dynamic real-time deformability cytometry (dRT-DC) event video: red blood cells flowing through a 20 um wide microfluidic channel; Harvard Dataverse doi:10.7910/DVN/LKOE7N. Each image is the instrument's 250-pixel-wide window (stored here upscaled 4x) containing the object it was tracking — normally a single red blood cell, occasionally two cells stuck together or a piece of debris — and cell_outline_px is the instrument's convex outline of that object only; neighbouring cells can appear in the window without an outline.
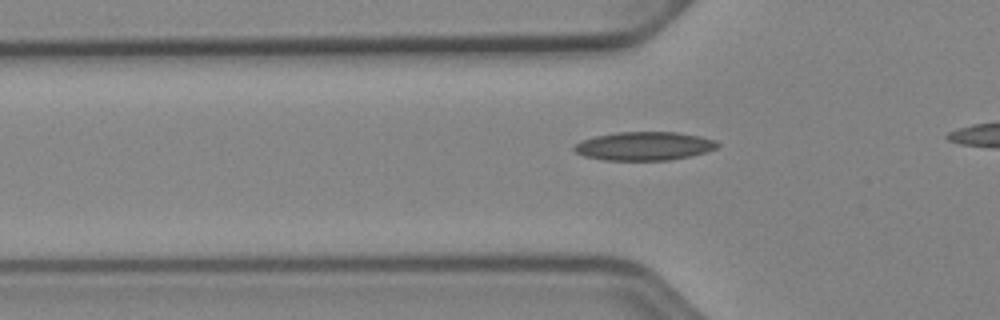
{"species": "Egyptian fruit bat (a non-hibernating species)", "species_latin": "Rousettus aegyptiacus", "temperature_condition": "cold", "stored_images_in_passage": 34, "camera_frame_rate_fps": 3000, "um_per_image_px": 0.085, "animal": {"sex": "female"}, "frame": {"image": 1, "passage_image": 9, "time_ms": 2.667, "image_size_px": [1000, 320], "cell_outline_px": [[720, 144], [716, 148], [704, 152], [688, 156], [668, 160], [604, 160], [584, 156], [576, 152], [572, 148], [572, 144], [580, 140], [596, 136], [616, 132], [676, 132], [700, 136], [716, 140]], "centroid_in_image_um": [54.71, 12.41], "position_along_channel_um": 71.1, "area_um2": 23.87}}
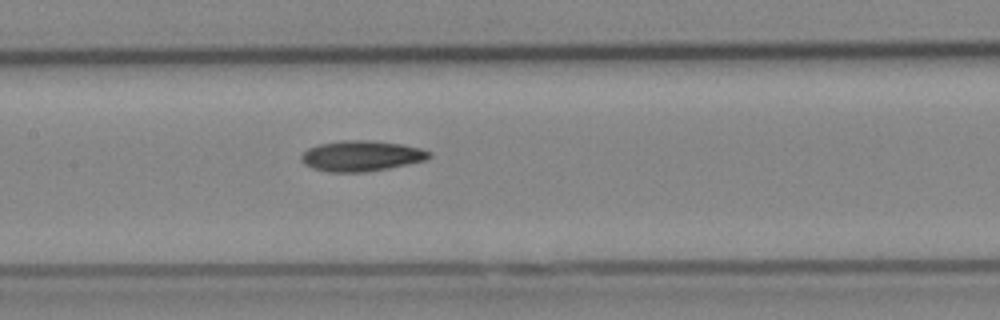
{"frame": {"image": 2, "passage_image": 17, "time_ms": 5.333, "image_size_px": [1000, 320], "cell_outline_px": [[432, 156], [424, 160], [388, 168], [364, 172], [328, 172], [312, 168], [304, 164], [300, 160], [300, 156], [308, 148], [320, 144], [344, 140], [372, 140], [400, 144], [420, 148], [432, 152]], "centroid_in_image_um": [30.69, 13.25], "position_along_channel_um": 176.7, "area_um2": 22.72}}
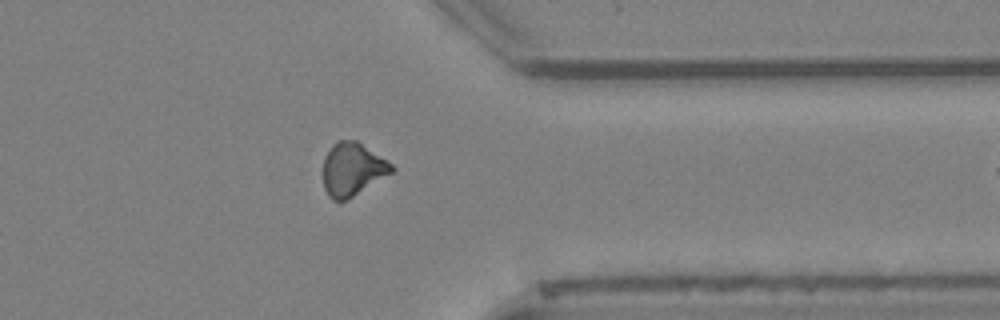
{"frame": {"image": 3, "passage_image": 33, "time_ms": 10.667, "image_size_px": [1000, 320], "cell_outline_px": [[396, 172], [352, 196], [344, 200], [332, 200], [328, 196], [324, 188], [324, 156], [332, 144], [340, 140], [356, 140], [392, 164], [396, 168]], "centroid_in_image_um": [29.98, 14.38], "position_along_channel_um": 381.4, "area_um2": 21.15}}